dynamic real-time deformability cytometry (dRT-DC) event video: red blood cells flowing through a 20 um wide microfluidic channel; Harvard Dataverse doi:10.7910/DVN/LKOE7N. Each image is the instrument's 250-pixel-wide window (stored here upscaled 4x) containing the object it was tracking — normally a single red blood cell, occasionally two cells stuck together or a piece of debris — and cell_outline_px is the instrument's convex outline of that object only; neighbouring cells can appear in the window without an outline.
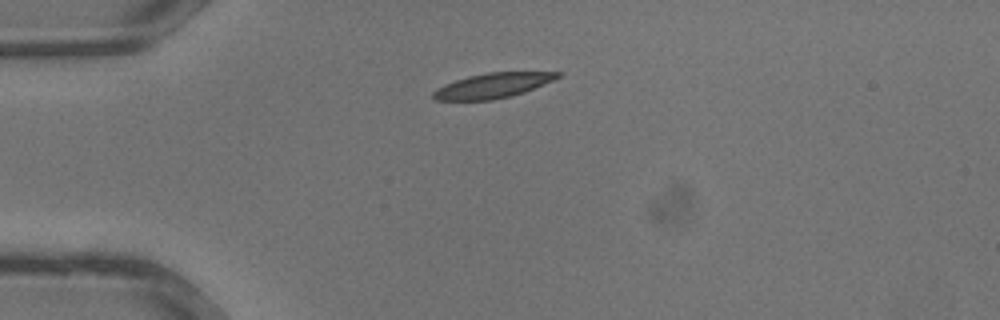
{"species": "common noctule bat (a hibernating species)", "species_latin": "Nyctalus noctula", "temperature_condition": "warm", "stored_images_in_passage": 27, "camera_frame_rate_fps": 3000, "um_per_image_px": 0.085, "animal": {"sex": "male", "body_mass_g": 13.3}, "frame": {"image": 1, "passage_image": 1, "time_ms": 0.0, "image_size_px": [1000, 320], "cell_outline_px": [[560, 76], [544, 84], [524, 92], [512, 96], [492, 100], [432, 100], [432, 92], [436, 88], [444, 84], [468, 76], [488, 72], [560, 72]], "centroid_in_image_um": [41.83, 7.28], "position_along_channel_um": 43.2, "area_um2": 18.03}}
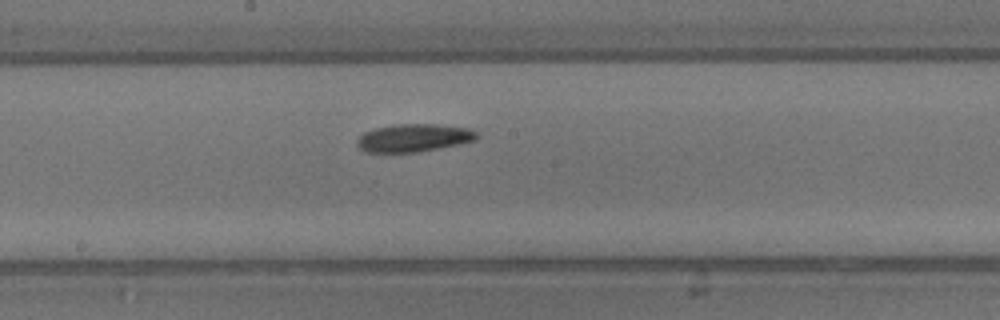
{"frame": {"image": 2, "passage_image": 11, "time_ms": 3.333, "image_size_px": [1000, 320], "cell_outline_px": [[480, 136], [476, 140], [460, 144], [440, 148], [416, 152], [364, 152], [356, 144], [356, 140], [364, 132], [372, 128], [396, 124], [436, 124], [468, 128], [476, 132]], "centroid_in_image_um": [35.16, 11.71], "position_along_channel_um": 213.0, "area_um2": 19.59}}
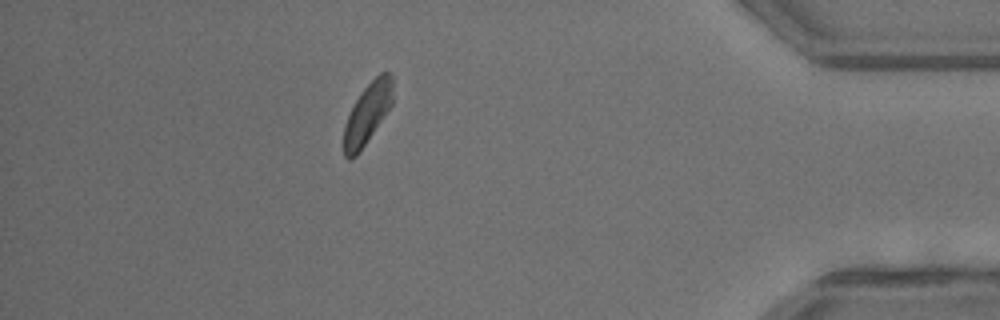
{"frame": {"image": 3, "passage_image": 23, "time_ms": 7.333, "image_size_px": [1000, 320], "cell_outline_px": [[392, 104], [356, 156], [348, 160], [344, 156], [344, 124], [352, 104], [360, 92], [380, 72], [388, 72], [392, 76]], "centroid_in_image_um": [31.2, 9.63], "position_along_channel_um": 404.0, "area_um2": 17.11}}